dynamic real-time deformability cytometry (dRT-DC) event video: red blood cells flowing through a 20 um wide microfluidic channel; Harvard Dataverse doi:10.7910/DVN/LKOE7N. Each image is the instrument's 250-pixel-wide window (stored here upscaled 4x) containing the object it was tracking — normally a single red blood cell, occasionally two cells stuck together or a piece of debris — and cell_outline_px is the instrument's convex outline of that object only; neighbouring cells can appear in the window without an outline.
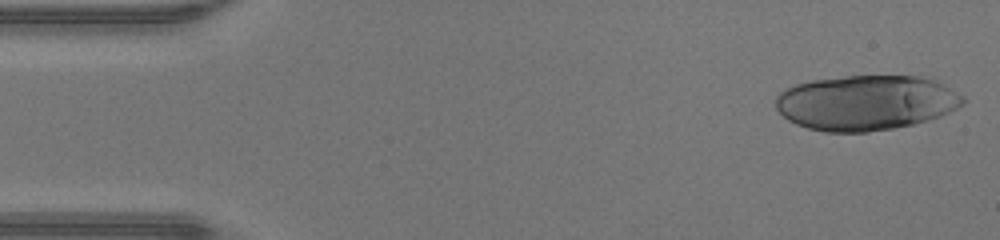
{"species": "human", "species_latin": "Homo sapiens", "temperature_condition": "warm", "stored_images_in_passage": 22, "camera_frame_rate_fps": 3000, "um_per_image_px": 0.085, "donor": {"sex": "male"}, "frame": {"image": 1, "passage_image": 1, "time_ms": 0.0, "image_size_px": [1000, 240], "cell_outline_px": [[968, 100], [964, 104], [940, 116], [928, 120], [912, 124], [892, 128], [868, 132], [824, 132], [808, 128], [796, 124], [788, 120], [776, 108], [776, 96], [780, 92], [796, 84], [812, 80], [844, 76], [920, 76], [936, 80], [964, 96]], "centroid_in_image_um": [73.63, 8.72], "position_along_channel_um": 11.4, "area_um2": 60.17}}
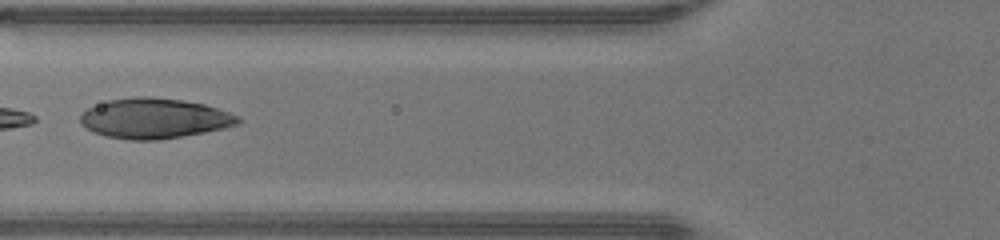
{"frame": {"image": 2, "passage_image": 17, "time_ms": 5.333, "image_size_px": [1000, 240], "cell_outline_px": [[244, 120], [236, 124], [224, 128], [204, 132], [160, 140], [128, 140], [104, 136], [92, 132], [80, 124], [80, 116], [88, 108], [108, 100], [136, 96], [148, 96], [180, 100], [204, 104], [240, 116]], "centroid_in_image_um": [13.1, 10.07], "position_along_channel_um": 112.7, "area_um2": 36.99}}